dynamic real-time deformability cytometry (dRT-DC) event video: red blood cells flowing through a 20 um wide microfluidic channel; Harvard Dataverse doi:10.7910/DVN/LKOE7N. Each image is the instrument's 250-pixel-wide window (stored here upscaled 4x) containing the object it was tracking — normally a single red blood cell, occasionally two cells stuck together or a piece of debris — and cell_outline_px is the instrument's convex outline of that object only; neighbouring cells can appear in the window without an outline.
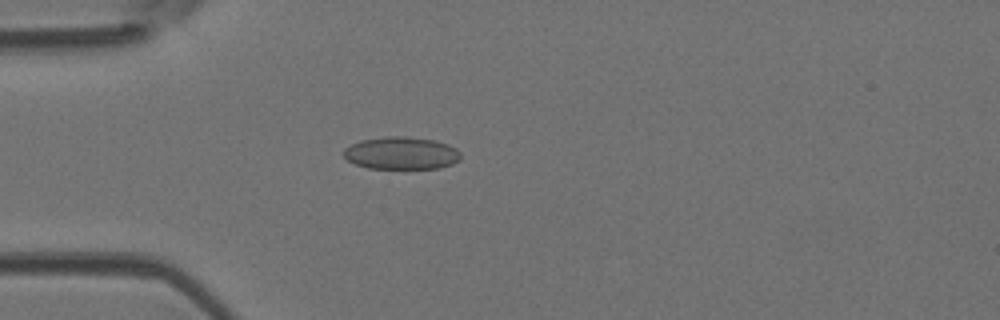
{"species": "Egyptian fruit bat (a non-hibernating species)", "species_latin": "Rousettus aegyptiacus", "temperature_condition": "room temperature", "stored_images_in_passage": 4, "camera_frame_rate_fps": 3000, "um_per_image_px": 0.085, "animal": {"sex": "female"}, "frame": {"image": 1, "passage_image": 4, "time_ms": 1.0, "image_size_px": [1000, 320], "cell_outline_px": [[460, 160], [452, 164], [440, 168], [368, 168], [356, 164], [348, 160], [344, 156], [344, 148], [360, 140], [388, 136], [404, 136], [436, 140], [448, 144], [456, 148], [460, 152]], "centroid_in_image_um": [34.14, 13.01], "position_along_channel_um": 50.9, "area_um2": 22.2}}